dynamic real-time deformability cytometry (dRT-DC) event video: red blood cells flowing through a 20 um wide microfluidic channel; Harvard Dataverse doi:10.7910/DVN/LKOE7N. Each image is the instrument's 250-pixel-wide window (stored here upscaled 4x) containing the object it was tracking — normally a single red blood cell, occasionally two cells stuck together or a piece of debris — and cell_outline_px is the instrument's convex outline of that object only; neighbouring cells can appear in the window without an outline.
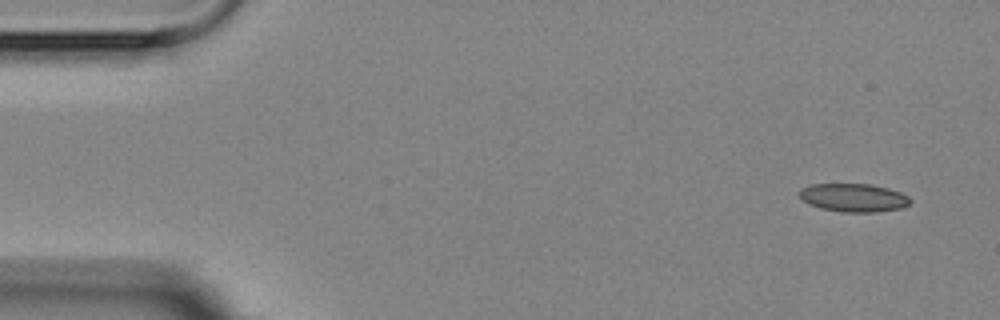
{"species": "Egyptian fruit bat (a non-hibernating species)", "species_latin": "Rousettus aegyptiacus", "temperature_condition": "room temperature", "stored_images_in_passage": 5, "segment_of_instrument_passage": [1, 2], "camera_frame_rate_fps": 3000, "um_per_image_px": 0.085, "animal": {"sex": "female"}, "frame": {"image": 1, "passage_image": 1, "time_ms": 0.0, "image_size_px": [1000, 320], "cell_outline_px": [[912, 200], [904, 208], [876, 212], [840, 212], [820, 208], [808, 204], [800, 196], [800, 188], [808, 184], [872, 184], [888, 188], [900, 192], [908, 196]], "centroid_in_image_um": [72.56, 16.8], "position_along_channel_um": 12.4, "area_um2": 18.44}}
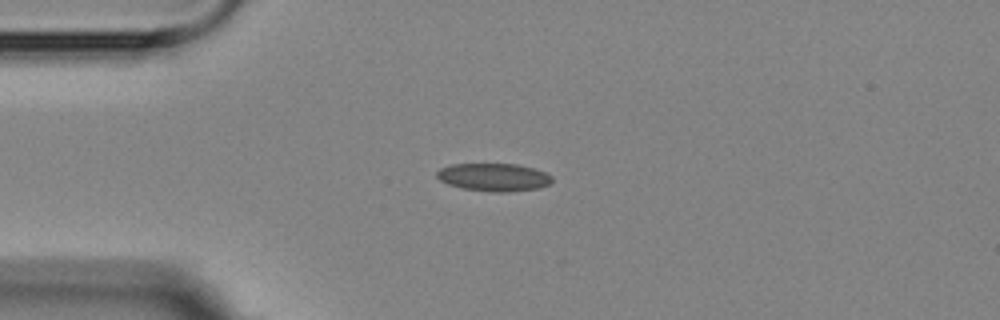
{"frame": {"image": 2, "passage_image": 4, "time_ms": 3.333, "image_size_px": [1000, 320], "cell_outline_px": [[552, 180], [548, 184], [540, 188], [508, 192], [496, 192], [464, 188], [448, 184], [440, 180], [436, 176], [436, 172], [440, 168], [452, 164], [516, 164], [532, 168], [544, 172], [552, 176]], "centroid_in_image_um": [41.96, 15.06], "position_along_channel_um": 43.0, "area_um2": 18.55}}